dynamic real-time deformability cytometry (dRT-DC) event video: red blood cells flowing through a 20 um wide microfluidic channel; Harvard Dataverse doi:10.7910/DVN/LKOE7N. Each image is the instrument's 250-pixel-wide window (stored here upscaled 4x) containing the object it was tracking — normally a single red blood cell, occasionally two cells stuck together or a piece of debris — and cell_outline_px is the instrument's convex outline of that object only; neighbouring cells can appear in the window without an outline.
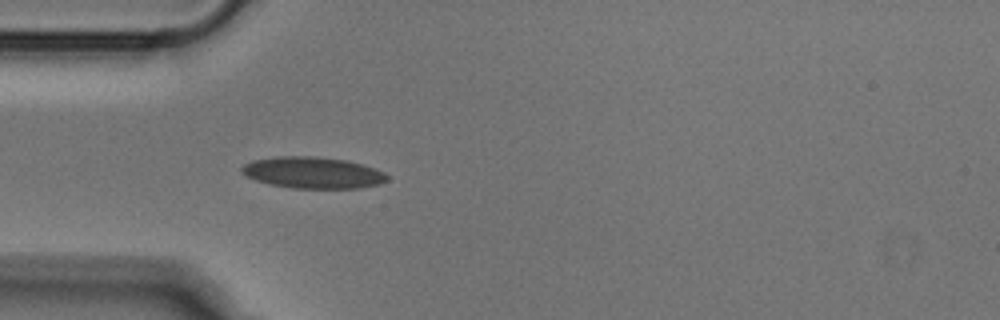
{"species": "Egyptian fruit bat (a non-hibernating species)", "species_latin": "Rousettus aegyptiacus", "temperature_condition": "cold", "stored_images_in_passage": 50, "camera_frame_rate_fps": 3000, "um_per_image_px": 0.085, "animal": {"sex": "male"}, "frame": {"image": 1, "passage_image": 13, "time_ms": 4.0, "image_size_px": [1000, 320], "cell_outline_px": [[388, 180], [380, 184], [360, 188], [292, 188], [268, 184], [244, 176], [240, 172], [240, 168], [244, 164], [252, 160], [276, 156], [316, 156], [344, 160], [360, 164], [384, 172], [388, 176]], "centroid_in_image_um": [26.53, 14.68], "position_along_channel_um": 58.5, "area_um2": 26.76}}
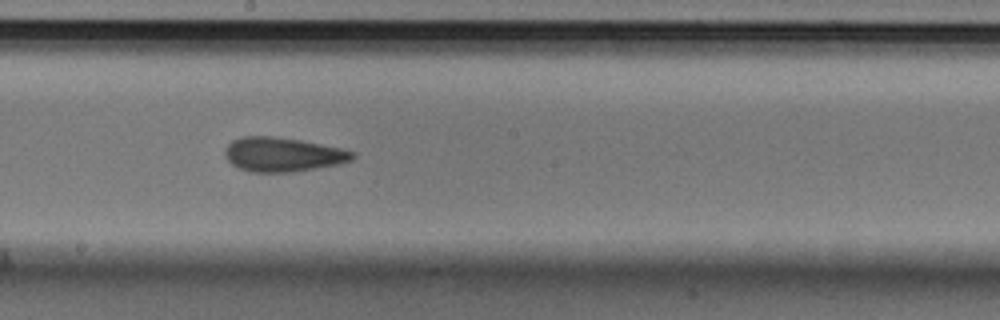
{"frame": {"image": 2, "passage_image": 26, "time_ms": 8.333, "image_size_px": [1000, 320], "cell_outline_px": [[356, 156], [352, 160], [340, 164], [296, 172], [248, 172], [232, 164], [224, 156], [224, 148], [232, 140], [240, 136], [276, 136], [300, 140], [344, 148], [356, 152]], "centroid_in_image_um": [24.06, 13.13], "position_along_channel_um": 224.1, "area_um2": 25.95}}
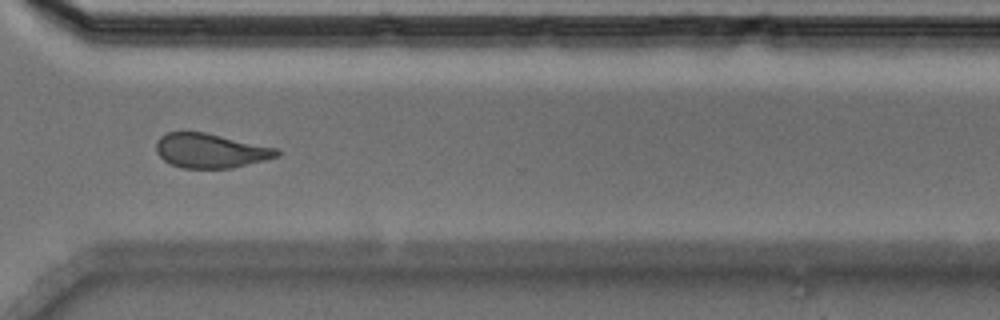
{"frame": {"image": 3, "passage_image": 36, "time_ms": 11.667, "image_size_px": [1000, 320], "cell_outline_px": [[280, 156], [232, 168], [180, 168], [164, 160], [156, 152], [156, 140], [160, 136], [168, 132], [204, 132], [280, 148]], "centroid_in_image_um": [17.91, 12.81], "position_along_channel_um": 352.7, "area_um2": 24.33}}